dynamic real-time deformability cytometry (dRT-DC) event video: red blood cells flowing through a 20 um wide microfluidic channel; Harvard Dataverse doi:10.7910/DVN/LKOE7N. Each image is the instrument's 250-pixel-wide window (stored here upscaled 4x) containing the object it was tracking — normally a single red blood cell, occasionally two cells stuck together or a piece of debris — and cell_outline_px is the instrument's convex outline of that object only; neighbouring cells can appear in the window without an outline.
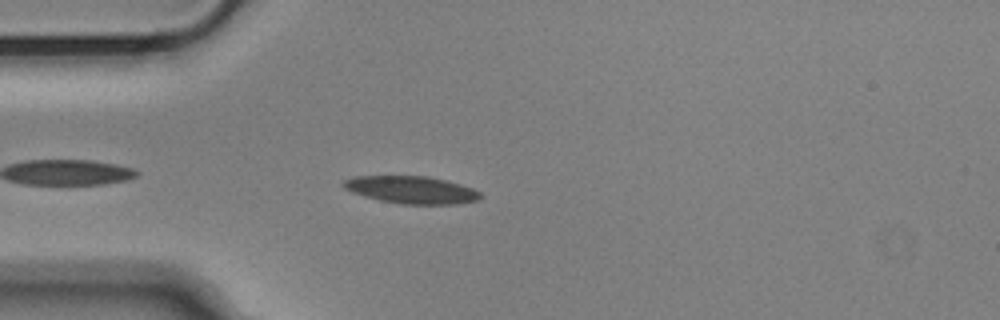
{"species": "Egyptian fruit bat (a non-hibernating species)", "species_latin": "Rousettus aegyptiacus", "temperature_condition": "cold", "stored_images_in_passage": 22, "camera_frame_rate_fps": 3000, "um_per_image_px": 0.085, "animal": {"sex": "male"}, "frame": {"image": 1, "passage_image": 4, "time_ms": 1.0, "image_size_px": [1000, 320], "cell_outline_px": [[480, 196], [476, 200], [456, 204], [400, 204], [380, 200], [364, 196], [352, 192], [344, 188], [340, 184], [344, 180], [356, 176], [428, 176], [460, 184], [472, 188], [480, 192]], "centroid_in_image_um": [34.93, 16.13], "position_along_channel_um": 50.1, "area_um2": 21.73}}
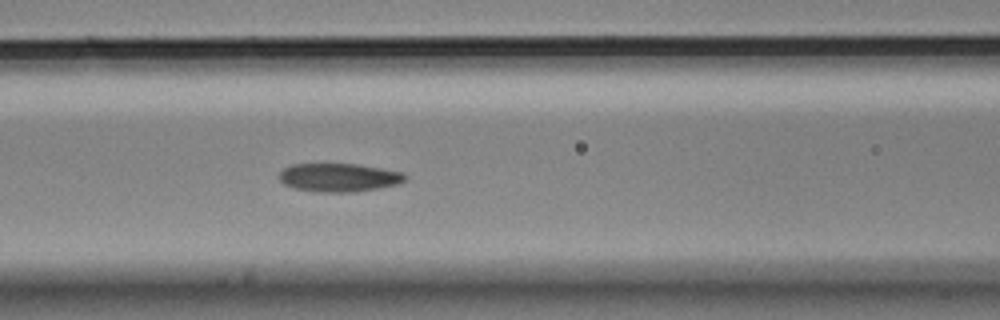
{"frame": {"image": 2, "passage_image": 12, "time_ms": 3.667, "image_size_px": [1000, 320], "cell_outline_px": [[408, 176], [400, 184], [356, 192], [316, 192], [292, 188], [284, 184], [280, 180], [280, 172], [284, 168], [292, 164], [356, 164], [380, 168], [400, 172]], "centroid_in_image_um": [28.79, 15.1], "position_along_channel_um": 137.8, "area_um2": 20.87}}
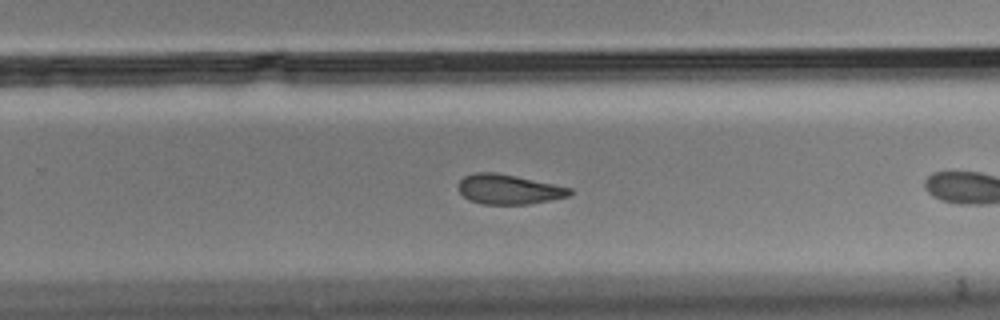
{"frame": {"image": 3, "passage_image": 21, "time_ms": 6.667, "image_size_px": [1000, 320], "cell_outline_px": [[576, 192], [572, 196], [528, 204], [480, 204], [468, 200], [456, 188], [460, 180], [464, 176], [476, 172], [496, 172], [556, 184], [572, 188]], "centroid_in_image_um": [43.27, 16.09], "position_along_channel_um": 286.5, "area_um2": 19.71}}